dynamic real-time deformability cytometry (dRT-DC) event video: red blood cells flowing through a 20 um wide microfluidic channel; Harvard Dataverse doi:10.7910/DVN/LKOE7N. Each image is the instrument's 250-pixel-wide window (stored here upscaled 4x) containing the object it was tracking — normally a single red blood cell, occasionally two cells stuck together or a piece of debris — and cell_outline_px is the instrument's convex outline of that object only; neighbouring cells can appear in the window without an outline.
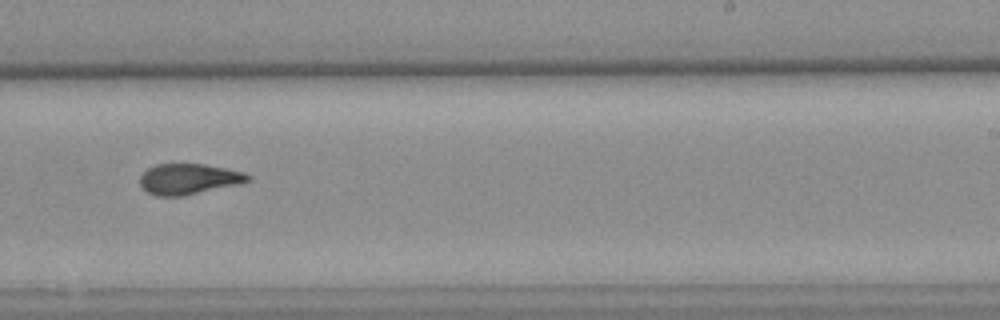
{"species": "common noctule bat (a hibernating species)", "species_latin": "Nyctalus noctula", "temperature_condition": "warm", "stored_images_in_passage": 49, "camera_frame_rate_fps": 3000, "um_per_image_px": 0.085, "animal": {"sex": "female", "body_mass_g": 25.1}, "frame": {"image": 1, "passage_image": 35, "time_ms": 11.333, "image_size_px": [1000, 320], "cell_outline_px": [[252, 180], [240, 184], [184, 196], [156, 196], [148, 192], [140, 184], [140, 176], [148, 168], [156, 164], [204, 164], [228, 168], [244, 172], [252, 176]], "centroid_in_image_um": [16.09, 15.21], "position_along_channel_um": 272.9, "area_um2": 19.48}, "authors_computed_cell_mechanics": {"area_um2": 20.0566, "velocity_mm_per_s": 3.6347, "shape_relaxation_time_tau1_ms": 7.7822, "shape_relaxation_time_tau2_ms": 2.5968, "deformation_change_tau1": 0.2441, "deformation_change_tau2": 0.091}}